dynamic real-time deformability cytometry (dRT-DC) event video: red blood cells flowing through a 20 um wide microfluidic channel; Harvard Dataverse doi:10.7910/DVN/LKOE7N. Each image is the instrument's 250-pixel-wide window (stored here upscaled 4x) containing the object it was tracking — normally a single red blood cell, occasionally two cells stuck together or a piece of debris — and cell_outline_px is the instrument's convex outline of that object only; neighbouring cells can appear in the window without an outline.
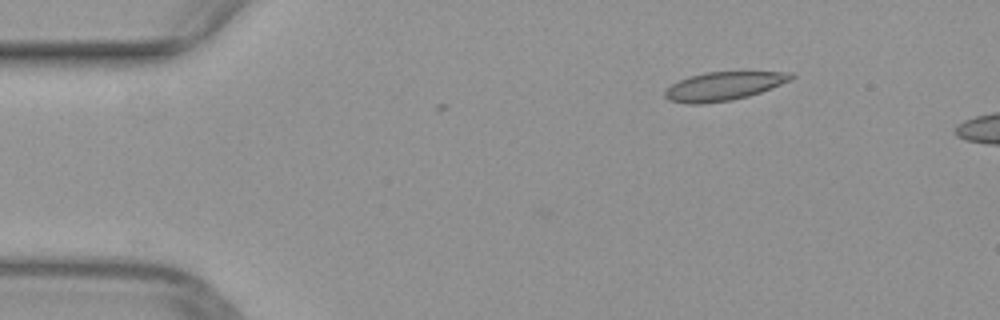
{"species": "common noctule bat (a hibernating species)", "species_latin": "Nyctalus noctula", "temperature_condition": "warm", "stored_images_in_passage": 3, "camera_frame_rate_fps": 3000, "um_per_image_px": 0.085, "animal": {"sex": "female", "body_mass_g": 29.2, "forearm_length_mm": 56.3}, "frame": {"image": 1, "passage_image": 1, "time_ms": 0.0, "image_size_px": [1000, 320], "cell_outline_px": [[796, 76], [780, 84], [760, 92], [748, 96], [732, 100], [700, 104], [688, 104], [668, 100], [664, 96], [664, 92], [672, 84], [688, 76], [704, 72], [792, 72]], "centroid_in_image_um": [61.46, 7.32], "position_along_channel_um": 23.5, "area_um2": 20.81}}